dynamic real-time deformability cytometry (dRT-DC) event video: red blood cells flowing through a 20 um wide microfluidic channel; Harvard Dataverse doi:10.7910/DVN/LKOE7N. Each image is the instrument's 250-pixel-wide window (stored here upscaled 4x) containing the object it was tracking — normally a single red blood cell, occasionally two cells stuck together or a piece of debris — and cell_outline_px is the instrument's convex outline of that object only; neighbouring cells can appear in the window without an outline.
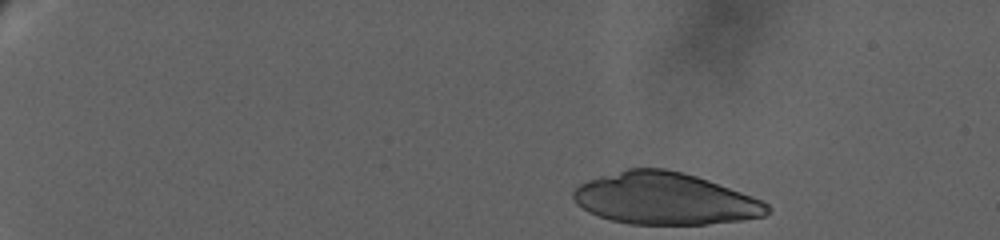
{"species": "human", "species_latin": "Homo sapiens", "temperature_condition": "warm", "stored_images_in_passage": 41, "camera_frame_rate_fps": 3000, "um_per_image_px": 0.085, "donor": {"sex": "female"}, "frame": {"image": 1, "passage_image": 1, "time_ms": 0.0, "image_size_px": [1000, 240], "cell_outline_px": [[772, 208], [764, 216], [740, 220], [704, 224], [628, 224], [612, 220], [588, 212], [576, 204], [572, 196], [572, 192], [580, 184], [588, 180], [600, 176], [628, 168], [664, 168], [684, 172], [708, 180], [752, 196], [768, 204]], "centroid_in_image_um": [56.5, 16.88], "position_along_channel_um": 28.5, "area_um2": 58.49}}